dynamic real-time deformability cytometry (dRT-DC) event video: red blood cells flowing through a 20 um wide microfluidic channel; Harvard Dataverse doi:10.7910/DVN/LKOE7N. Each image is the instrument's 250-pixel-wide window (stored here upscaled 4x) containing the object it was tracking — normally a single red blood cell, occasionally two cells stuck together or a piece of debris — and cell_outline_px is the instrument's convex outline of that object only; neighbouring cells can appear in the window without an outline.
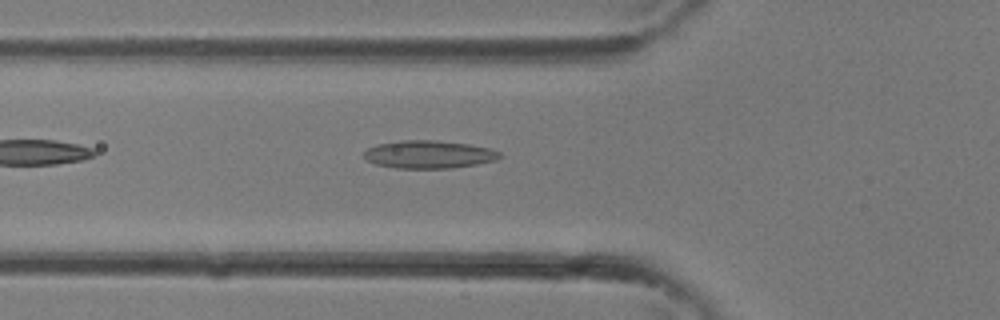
{"species": "common noctule bat (a hibernating species)", "species_latin": "Nyctalus noctula", "temperature_condition": "room temperature", "stored_images_in_passage": 18, "camera_frame_rate_fps": 3000, "um_per_image_px": 0.085, "animal": {"sex": "female"}, "frame": {"image": 1, "passage_image": 3, "time_ms": 0.667, "image_size_px": [1000, 320], "cell_outline_px": [[500, 156], [496, 160], [476, 164], [452, 168], [396, 168], [376, 164], [368, 160], [364, 156], [364, 152], [368, 148], [376, 144], [400, 140], [436, 140], [468, 144], [488, 148], [500, 152]], "centroid_in_image_um": [36.43, 13.12], "position_along_channel_um": 89.4, "area_um2": 21.91}}
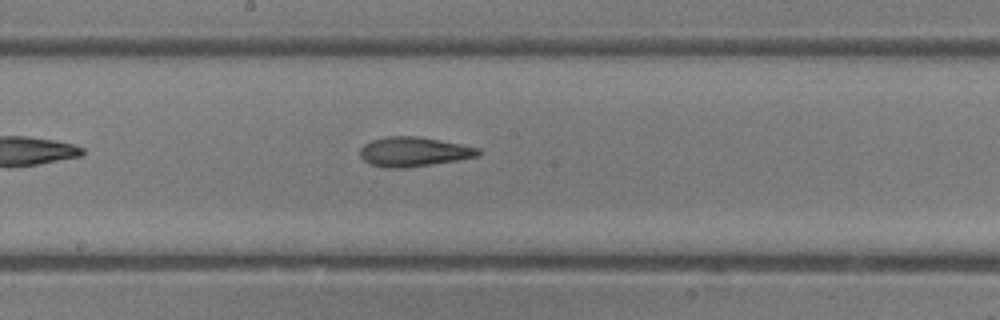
{"frame": {"image": 2, "passage_image": 9, "time_ms": 2.667, "image_size_px": [1000, 320], "cell_outline_px": [[480, 156], [408, 168], [384, 168], [368, 164], [360, 156], [360, 148], [364, 144], [372, 140], [388, 136], [416, 136], [440, 140], [480, 148]], "centroid_in_image_um": [35.14, 12.91], "position_along_channel_um": 213.1, "area_um2": 20.4}}
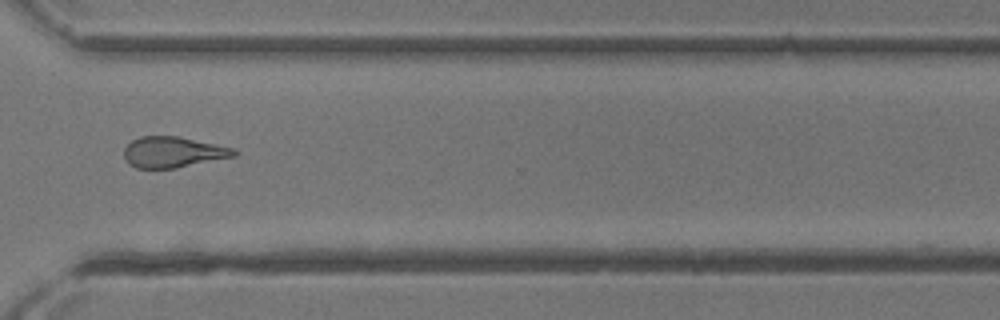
{"frame": {"image": 3, "passage_image": 16, "time_ms": 5.0, "image_size_px": [1000, 320], "cell_outline_px": [[236, 156], [176, 168], [136, 168], [128, 164], [124, 156], [124, 148], [132, 140], [140, 136], [180, 136], [236, 148]], "centroid_in_image_um": [14.72, 12.92], "position_along_channel_um": 355.9, "area_um2": 19.94}}